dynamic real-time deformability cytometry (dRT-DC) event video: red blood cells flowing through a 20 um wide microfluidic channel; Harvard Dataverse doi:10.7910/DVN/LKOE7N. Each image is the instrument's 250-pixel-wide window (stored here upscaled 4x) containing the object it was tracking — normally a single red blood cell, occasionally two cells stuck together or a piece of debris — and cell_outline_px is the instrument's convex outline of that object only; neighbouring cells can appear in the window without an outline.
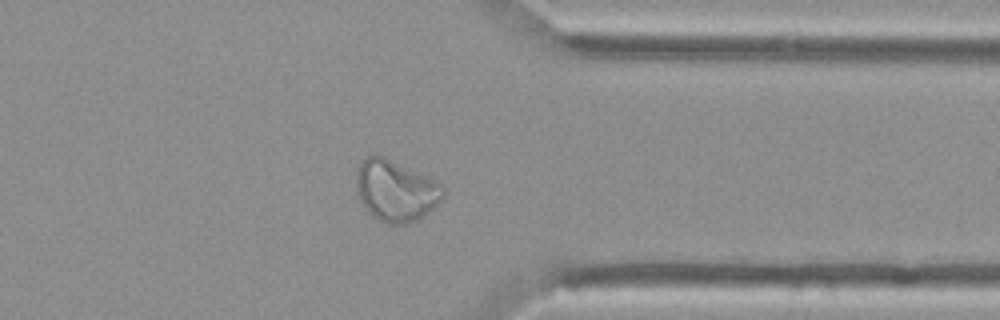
{"species": "Egyptian fruit bat (a non-hibernating species)", "species_latin": "Rousettus aegyptiacus", "temperature_condition": "cold", "stored_images_in_passage": 43, "camera_frame_rate_fps": 3000, "um_per_image_px": 0.085, "animal": {"sex": "female"}, "frame": {"image": 1, "passage_image": 32, "time_ms": 10.333, "image_size_px": [1000, 320], "cell_outline_px": [[444, 196], [432, 208], [416, 220], [408, 224], [388, 224], [372, 216], [360, 204], [356, 188], [356, 176], [360, 160], [376, 152], [428, 176], [440, 184], [444, 188]], "centroid_in_image_um": [33.58, 16.18], "position_along_channel_um": 377.8, "area_um2": 31.27}}
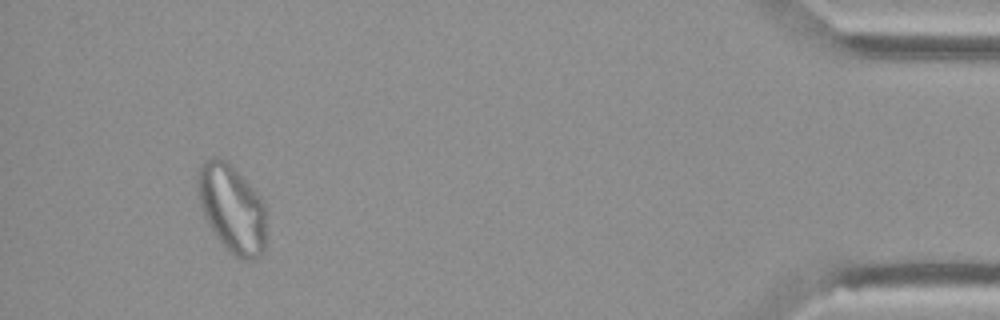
{"frame": {"image": 2, "passage_image": 40, "time_ms": 13.0, "image_size_px": [1000, 320], "cell_outline_px": [[264, 248], [260, 256], [252, 260], [244, 260], [228, 252], [216, 236], [208, 224], [204, 216], [200, 204], [196, 180], [196, 176], [200, 164], [204, 160], [216, 156], [224, 160], [256, 192], [264, 204]], "centroid_in_image_um": [19.67, 17.74], "position_along_channel_um": 415.5, "area_um2": 34.68}, "authors_computed_cell_mechanics": {"area_um2": 29.7092, "velocity_mm_per_s": 3.7246, "shape_relaxation_time_tau1_ms": null, "shape_relaxation_time_tau2_ms": 2.3742, "deformation_change_tau1": null, "deformation_change_tau2": 0.0968}}